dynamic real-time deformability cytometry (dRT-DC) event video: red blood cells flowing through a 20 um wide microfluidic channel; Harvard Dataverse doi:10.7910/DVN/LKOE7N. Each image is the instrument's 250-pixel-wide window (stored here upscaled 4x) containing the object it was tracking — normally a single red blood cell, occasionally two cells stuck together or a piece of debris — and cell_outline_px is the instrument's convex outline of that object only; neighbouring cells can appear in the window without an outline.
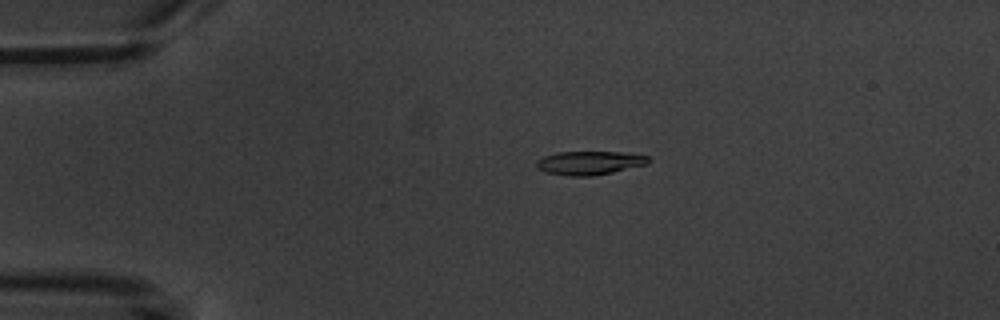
{"species": "common noctule bat (a hibernating species)", "species_latin": "Nyctalus noctula", "temperature_condition": "warm", "stored_images_in_passage": 7, "camera_frame_rate_fps": 3000, "um_per_image_px": 0.085, "animal": {"sex": "male", "body_mass_g": 20.1, "forearm_length_mm": 53.5}, "frame": {"image": 1, "passage_image": 2, "time_ms": 2.0, "image_size_px": [1000, 320], "cell_outline_px": [[652, 160], [648, 164], [612, 172], [592, 176], [572, 176], [548, 172], [536, 168], [536, 160], [544, 156], [556, 152], [624, 152], [648, 156]], "centroid_in_image_um": [50.13, 13.83], "position_along_channel_um": 34.9, "area_um2": 15.43}}
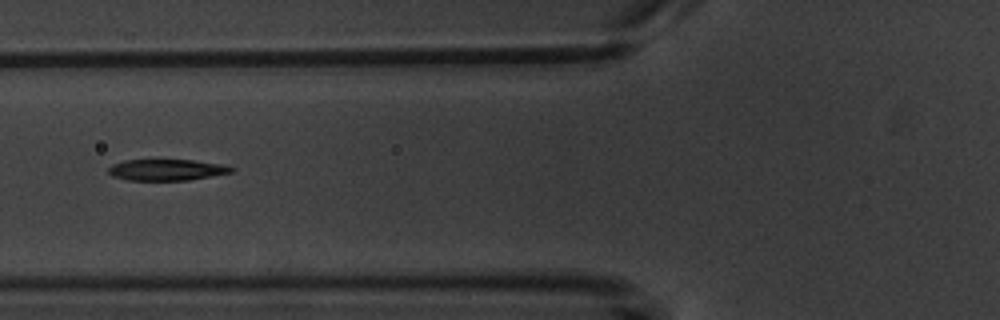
{"frame": {"image": 2, "passage_image": 5, "time_ms": 5.333, "image_size_px": [1000, 320], "cell_outline_px": [[236, 168], [232, 172], [188, 180], [128, 180], [112, 176], [108, 172], [108, 168], [112, 164], [124, 160], [192, 160], [224, 164]], "centroid_in_image_um": [14.17, 14.43], "position_along_channel_um": 111.6, "area_um2": 15.2}}
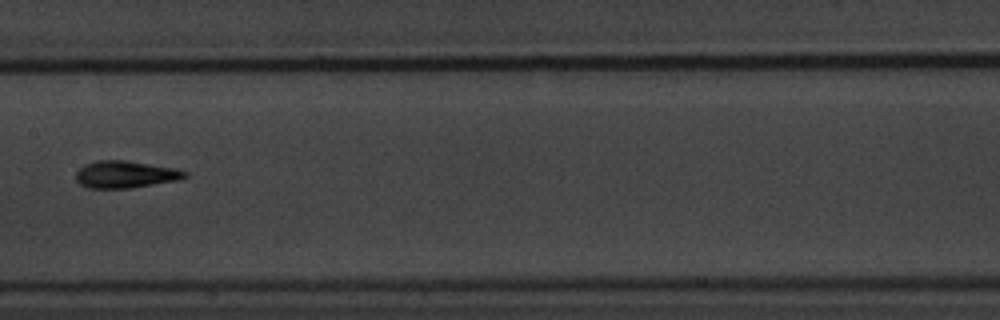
{"frame": {"image": 3, "passage_image": 7, "time_ms": 7.667, "image_size_px": [1000, 320], "cell_outline_px": [[188, 176], [180, 180], [132, 188], [88, 188], [80, 184], [76, 180], [76, 172], [84, 164], [96, 160], [124, 160], [172, 168], [188, 172]], "centroid_in_image_um": [10.64, 14.83], "position_along_channel_um": 196.8, "area_um2": 17.22}}